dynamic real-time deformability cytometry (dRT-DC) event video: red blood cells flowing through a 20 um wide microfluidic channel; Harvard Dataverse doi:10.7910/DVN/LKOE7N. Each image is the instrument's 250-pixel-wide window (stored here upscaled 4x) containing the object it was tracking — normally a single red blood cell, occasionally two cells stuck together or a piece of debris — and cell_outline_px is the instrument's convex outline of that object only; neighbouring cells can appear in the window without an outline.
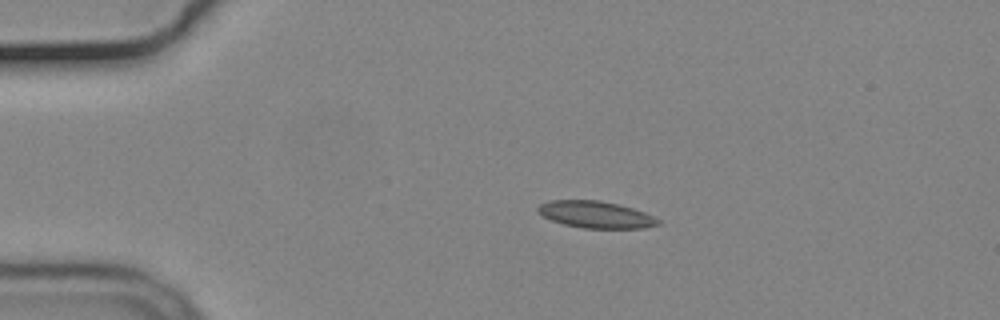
{"species": "common noctule bat (a hibernating species)", "species_latin": "Nyctalus noctula", "temperature_condition": "cold", "stored_images_in_passage": 18, "camera_frame_rate_fps": 3000, "um_per_image_px": 0.085, "animal": {"sex": "male", "body_mass_g": 19.2, "forearm_length_mm": 51.8}, "frame": {"image": 1, "passage_image": 1, "time_ms": 0.0, "image_size_px": [1000, 320], "cell_outline_px": [[660, 224], [644, 228], [584, 228], [564, 224], [552, 220], [544, 216], [536, 208], [540, 204], [548, 200], [600, 200], [632, 208], [644, 212], [660, 220]], "centroid_in_image_um": [50.64, 18.23], "position_along_channel_um": 34.4, "area_um2": 18.61}}
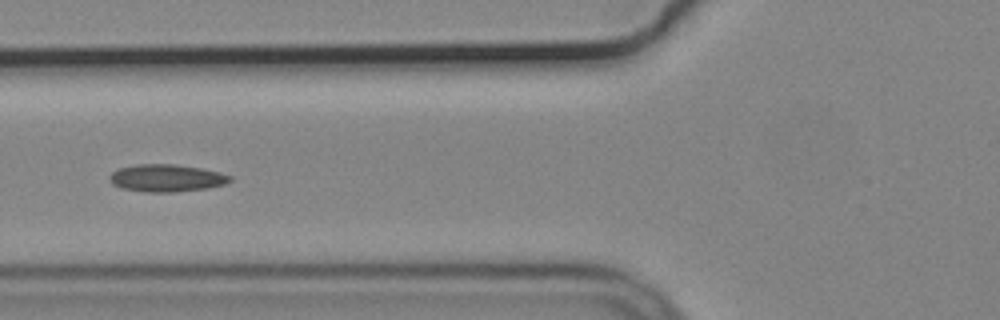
{"frame": {"image": 2, "passage_image": 11, "time_ms": 3.333, "image_size_px": [1000, 320], "cell_outline_px": [[232, 180], [224, 184], [208, 188], [172, 192], [148, 192], [120, 188], [112, 184], [108, 176], [112, 172], [120, 168], [136, 164], [176, 164], [200, 168], [220, 172], [232, 176]], "centroid_in_image_um": [14.14, 15.13], "position_along_channel_um": 111.7, "area_um2": 19.25}}
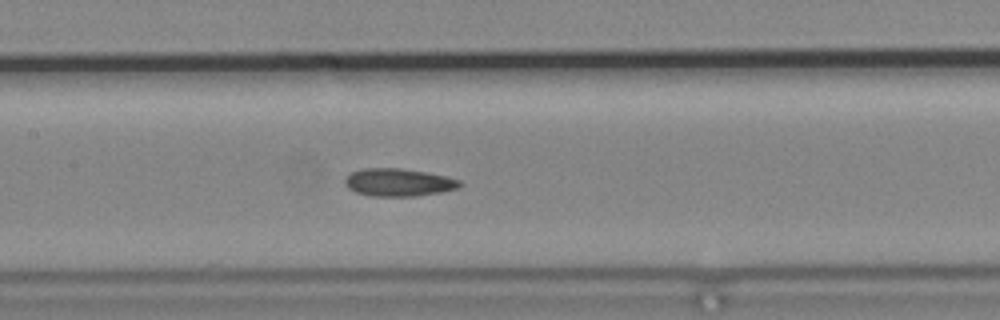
{"frame": {"image": 3, "passage_image": 16, "time_ms": 5.0, "image_size_px": [1000, 320], "cell_outline_px": [[464, 184], [460, 188], [440, 192], [416, 196], [372, 196], [356, 192], [348, 188], [344, 184], [344, 180], [352, 172], [364, 168], [400, 168], [424, 172], [444, 176], [460, 180]], "centroid_in_image_um": [33.89, 15.51], "position_along_channel_um": 173.5, "area_um2": 18.5}}